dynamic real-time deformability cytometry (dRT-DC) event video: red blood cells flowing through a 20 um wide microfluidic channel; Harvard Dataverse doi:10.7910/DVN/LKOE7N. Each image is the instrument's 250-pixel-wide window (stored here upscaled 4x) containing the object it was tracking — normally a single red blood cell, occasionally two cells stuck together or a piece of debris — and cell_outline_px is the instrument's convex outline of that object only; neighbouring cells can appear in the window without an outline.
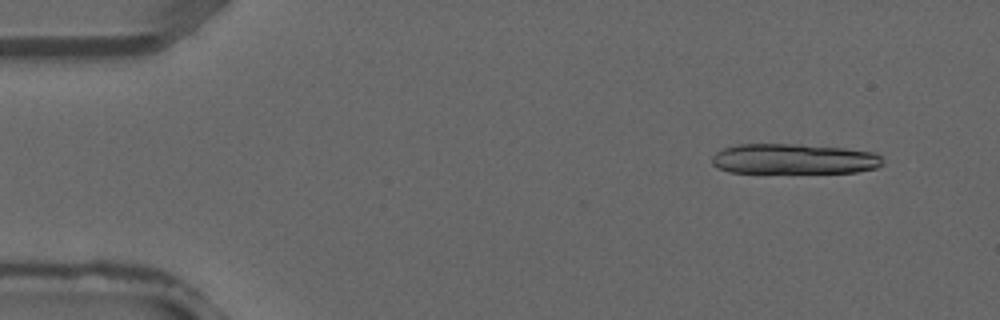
{"species": "common noctule bat (a hibernating species)", "species_latin": "Nyctalus noctula", "temperature_condition": "warm", "stored_images_in_passage": 3, "camera_frame_rate_fps": 3000, "um_per_image_px": 0.085, "animal": {"sex": "male", "forearm_length_mm": 52.5}, "frame": {"image": 1, "passage_image": 1, "time_ms": 0.0, "image_size_px": [1000, 320], "cell_outline_px": [[884, 164], [880, 168], [856, 172], [728, 172], [712, 164], [712, 156], [716, 152], [724, 148], [740, 144], [800, 144], [844, 148], [876, 152], [880, 156]], "centroid_in_image_um": [67.53, 13.5], "position_along_channel_um": 17.5, "area_um2": 30.17}}